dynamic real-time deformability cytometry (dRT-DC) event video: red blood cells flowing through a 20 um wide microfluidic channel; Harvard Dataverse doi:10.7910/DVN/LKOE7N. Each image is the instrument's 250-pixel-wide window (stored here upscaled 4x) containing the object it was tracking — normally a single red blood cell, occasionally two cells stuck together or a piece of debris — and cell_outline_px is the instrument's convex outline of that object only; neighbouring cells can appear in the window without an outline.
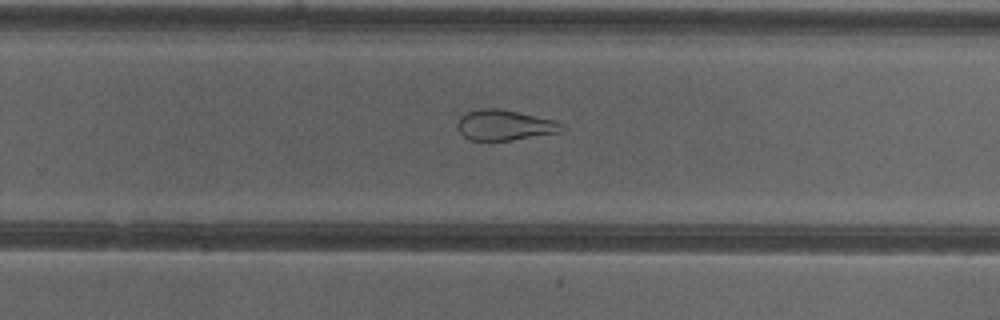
{"species": "common noctule bat (a hibernating species)", "species_latin": "Nyctalus noctula", "temperature_condition": "cold", "stored_images_in_passage": 51, "segment_of_instrument_passage": [2, 2], "camera_frame_rate_fps": 3000, "um_per_image_px": 0.085, "animal": {"sex": "female"}, "frame": {"image": 1, "passage_image": 33, "time_ms": 10.667, "image_size_px": [1000, 320], "cell_outline_px": [[568, 128], [564, 132], [512, 140], [472, 140], [464, 136], [456, 128], [456, 124], [460, 116], [468, 112], [480, 108], [500, 108], [556, 120], [564, 124]], "centroid_in_image_um": [42.96, 10.63], "position_along_channel_um": 286.8, "area_um2": 18.9}}
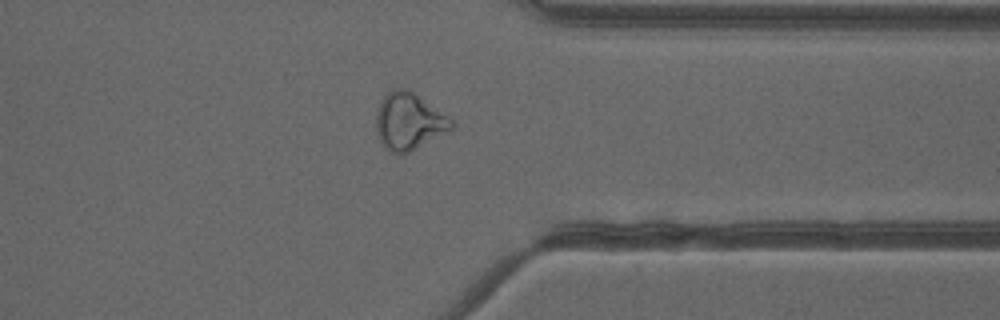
{"frame": {"image": 2, "passage_image": 40, "time_ms": 13.0, "image_size_px": [1000, 320], "cell_outline_px": [[456, 128], [400, 156], [392, 152], [380, 140], [376, 128], [376, 112], [384, 96], [392, 88], [408, 88], [456, 120]], "centroid_in_image_um": [34.82, 10.29], "position_along_channel_um": 376.6, "area_um2": 25.32}}